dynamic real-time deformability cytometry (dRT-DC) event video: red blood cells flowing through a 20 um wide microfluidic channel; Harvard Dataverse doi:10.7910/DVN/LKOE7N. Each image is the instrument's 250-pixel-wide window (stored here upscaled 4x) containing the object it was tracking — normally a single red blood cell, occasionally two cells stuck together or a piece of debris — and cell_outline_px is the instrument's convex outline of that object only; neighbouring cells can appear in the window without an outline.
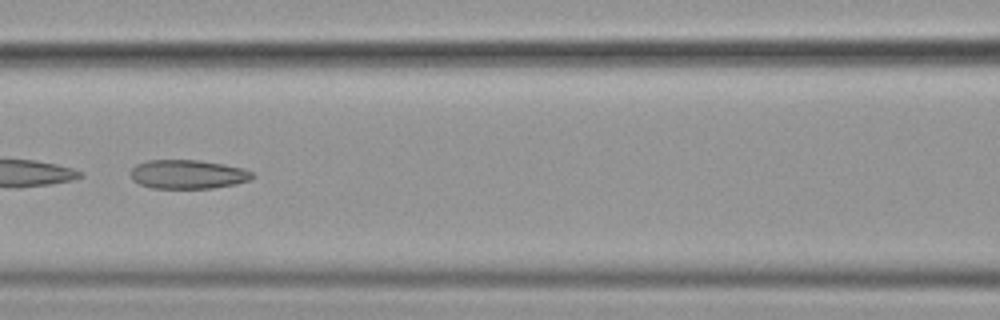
{"species": "common noctule bat (a hibernating species)", "species_latin": "Nyctalus noctula", "temperature_condition": "cold", "stored_images_in_passage": 41, "camera_frame_rate_fps": 3000, "um_per_image_px": 0.085, "animal": {"sex": "female", "body_mass_g": 19.9}, "frame": {"image": 1, "passage_image": 12, "time_ms": 3.667, "image_size_px": [1000, 320], "cell_outline_px": [[256, 176], [252, 180], [236, 184], [212, 188], [152, 188], [140, 184], [132, 180], [132, 168], [136, 164], [148, 160], [200, 160], [224, 164], [244, 168], [252, 172]], "centroid_in_image_um": [16.02, 14.81], "position_along_channel_um": 150.6, "area_um2": 20.69}, "authors_computed_cell_mechanics": {"area_um2": 21.9062, "velocity_mm_per_s": 3.6028, "shape_relaxation_time_tau1_ms": null, "shape_relaxation_time_tau2_ms": 2.6233, "deformation_change_tau1": null, "deformation_change_tau2": 0.1078}}